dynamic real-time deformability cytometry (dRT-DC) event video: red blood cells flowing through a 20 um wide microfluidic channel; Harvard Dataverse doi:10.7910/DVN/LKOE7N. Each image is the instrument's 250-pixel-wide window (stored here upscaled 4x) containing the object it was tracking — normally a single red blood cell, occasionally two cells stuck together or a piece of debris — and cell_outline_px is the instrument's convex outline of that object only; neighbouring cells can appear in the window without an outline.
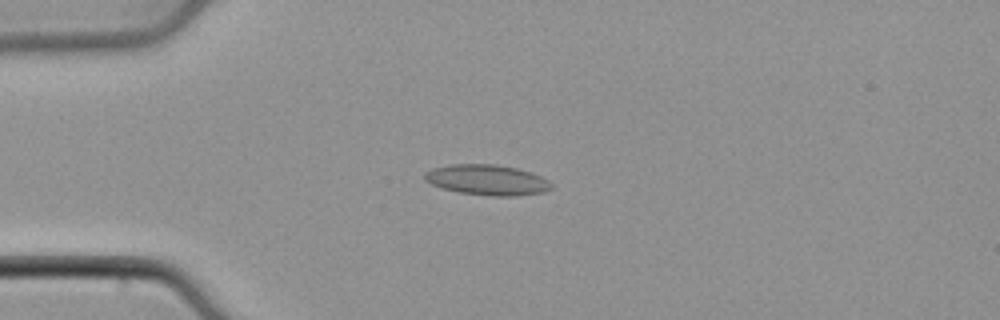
{"species": "common noctule bat (a hibernating species)", "species_latin": "Nyctalus noctula", "temperature_condition": "cold", "stored_images_in_passage": 49, "camera_frame_rate_fps": 3000, "um_per_image_px": 0.085, "animal": {"sex": "male", "body_mass_g": 21.5, "forearm_length_mm": 52.0}, "frame": {"image": 1, "passage_image": 13, "time_ms": 4.0, "image_size_px": [1000, 320], "cell_outline_px": [[552, 188], [544, 192], [516, 196], [492, 196], [460, 192], [444, 188], [432, 184], [424, 180], [424, 172], [432, 168], [448, 164], [496, 164], [516, 168], [532, 172], [548, 180], [552, 184]], "centroid_in_image_um": [41.41, 15.28], "position_along_channel_um": 43.6, "area_um2": 22.54}}
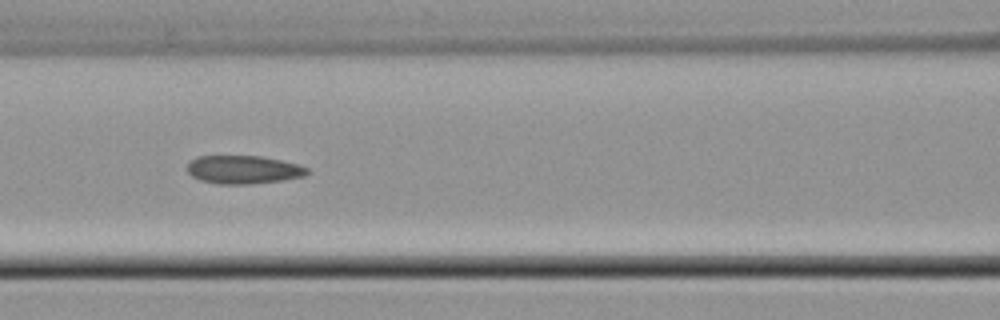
{"frame": {"image": 2, "passage_image": 22, "time_ms": 7.0, "image_size_px": [1000, 320], "cell_outline_px": [[308, 172], [304, 176], [280, 180], [252, 184], [216, 184], [200, 180], [192, 176], [188, 172], [188, 164], [196, 156], [260, 156], [280, 160], [296, 164], [308, 168]], "centroid_in_image_um": [20.66, 14.42], "position_along_channel_um": 145.9, "area_um2": 19.59}}
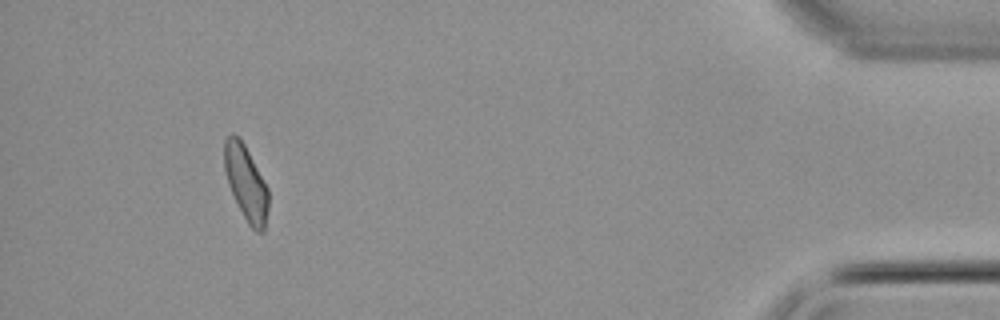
{"frame": {"image": 3, "passage_image": 46, "time_ms": 15.0, "image_size_px": [1000, 320], "cell_outline_px": [[268, 208], [264, 232], [256, 232], [248, 224], [228, 184], [224, 168], [224, 140], [232, 132], [244, 144], [268, 188]], "centroid_in_image_um": [20.91, 15.55], "position_along_channel_um": 414.3, "area_um2": 18.9}}